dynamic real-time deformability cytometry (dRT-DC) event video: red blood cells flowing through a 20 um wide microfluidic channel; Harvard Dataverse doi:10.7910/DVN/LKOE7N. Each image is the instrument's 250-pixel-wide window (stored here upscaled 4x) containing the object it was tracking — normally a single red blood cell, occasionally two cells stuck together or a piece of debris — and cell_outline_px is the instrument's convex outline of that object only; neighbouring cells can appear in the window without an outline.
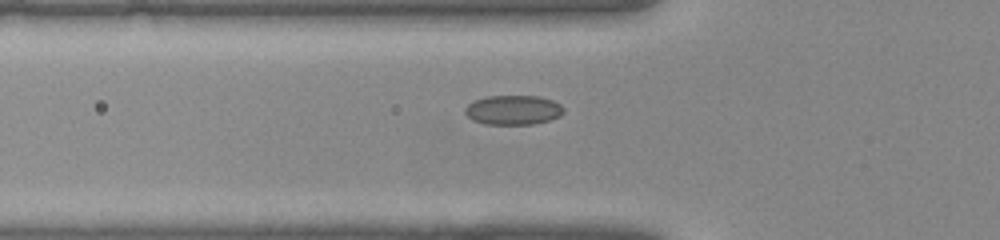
{"species": "common noctule bat (a hibernating species)", "species_latin": "Nyctalus noctula", "temperature_condition": "warm", "stored_images_in_passage": 30, "camera_frame_rate_fps": 3000, "um_per_image_px": 0.085, "animal": {"sex": "female", "body_mass_g": 22.0, "forearm_length_mm": 56.7}, "frame": {"image": 1, "passage_image": 7, "time_ms": 2.0, "image_size_px": [1000, 240], "cell_outline_px": [[564, 112], [560, 116], [548, 120], [532, 124], [484, 124], [472, 120], [464, 112], [464, 108], [468, 104], [476, 100], [488, 96], [536, 96], [552, 100], [560, 104], [564, 108]], "centroid_in_image_um": [43.61, 9.35], "position_along_channel_um": 82.2, "area_um2": 16.88}}
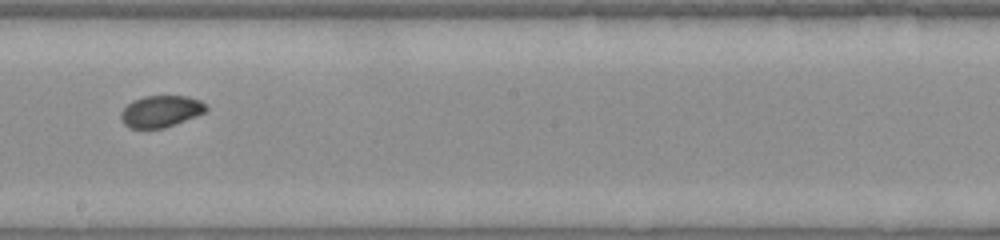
{"frame": {"image": 2, "passage_image": 16, "time_ms": 5.0, "image_size_px": [1000, 240], "cell_outline_px": [[208, 108], [204, 112], [196, 116], [176, 124], [164, 128], [128, 128], [120, 120], [120, 112], [132, 100], [144, 96], [188, 96], [200, 100]], "centroid_in_image_um": [13.64, 9.46], "position_along_channel_um": 234.6, "area_um2": 15.78}}
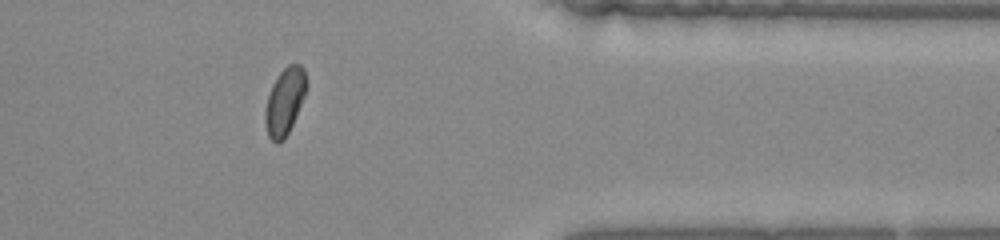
{"frame": {"image": 3, "passage_image": 26, "time_ms": 8.333, "image_size_px": [1000, 240], "cell_outline_px": [[308, 84], [304, 96], [296, 116], [284, 140], [276, 144], [268, 136], [264, 120], [264, 112], [268, 96], [272, 84], [280, 72], [288, 64], [300, 64], [304, 68]], "centroid_in_image_um": [24.2, 8.61], "position_along_channel_um": 387.2, "area_um2": 16.13}}